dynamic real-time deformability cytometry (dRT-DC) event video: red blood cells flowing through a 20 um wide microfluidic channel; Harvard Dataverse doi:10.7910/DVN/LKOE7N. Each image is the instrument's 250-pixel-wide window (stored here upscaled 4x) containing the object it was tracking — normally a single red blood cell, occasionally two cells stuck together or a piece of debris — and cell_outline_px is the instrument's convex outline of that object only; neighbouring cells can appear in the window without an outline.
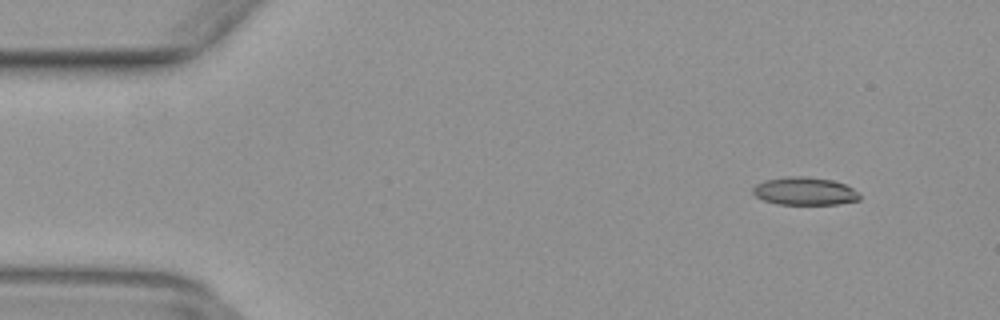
{"species": "common noctule bat (a hibernating species)", "species_latin": "Nyctalus noctula", "temperature_condition": "warm", "stored_images_in_passage": 50, "camera_frame_rate_fps": 3000, "um_per_image_px": 0.085, "animal": {"sex": "female", "body_mass_g": 29.2, "forearm_length_mm": 56.3}, "frame": {"image": 1, "passage_image": 5, "time_ms": 1.333, "image_size_px": [1000, 320], "cell_outline_px": [[860, 200], [836, 204], [776, 204], [764, 200], [756, 196], [752, 192], [752, 188], [756, 184], [764, 180], [788, 176], [804, 176], [832, 180], [844, 184], [852, 188], [860, 196]], "centroid_in_image_um": [68.36, 16.24], "position_along_channel_um": 16.6, "area_um2": 17.28}}
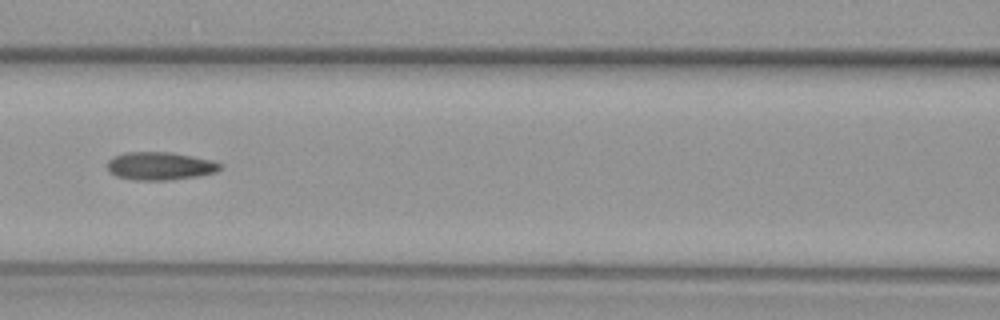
{"frame": {"image": 2, "passage_image": 22, "time_ms": 7.0, "image_size_px": [1000, 320], "cell_outline_px": [[224, 164], [216, 172], [196, 176], [168, 180], [136, 180], [116, 176], [108, 172], [108, 160], [112, 156], [124, 152], [172, 152], [212, 160]], "centroid_in_image_um": [13.58, 14.1], "position_along_channel_um": 153.0, "area_um2": 18.5}}
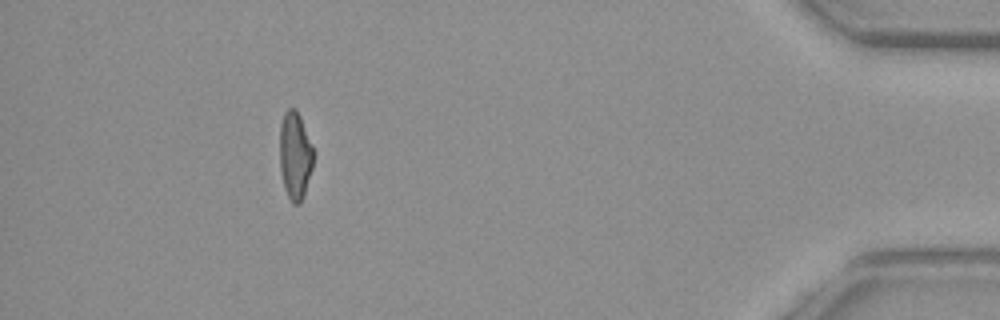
{"frame": {"image": 3, "passage_image": 45, "time_ms": 14.667, "image_size_px": [1000, 320], "cell_outline_px": [[312, 168], [304, 196], [300, 204], [292, 204], [284, 188], [280, 168], [280, 124], [284, 112], [288, 108], [292, 108], [300, 116], [312, 148]], "centroid_in_image_um": [25.05, 13.26], "position_along_channel_um": 410.1, "area_um2": 16.94}}